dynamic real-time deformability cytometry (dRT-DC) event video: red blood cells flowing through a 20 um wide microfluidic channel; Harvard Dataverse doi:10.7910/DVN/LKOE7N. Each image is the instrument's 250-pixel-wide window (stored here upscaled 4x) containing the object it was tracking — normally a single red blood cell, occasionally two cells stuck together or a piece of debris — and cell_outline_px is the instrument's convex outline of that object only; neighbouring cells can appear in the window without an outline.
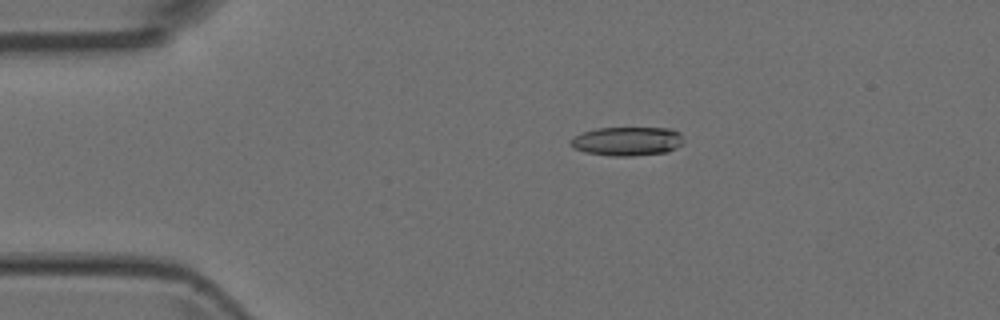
{"species": "Egyptian fruit bat (a non-hibernating species)", "species_latin": "Rousettus aegyptiacus", "temperature_condition": "room temperature", "stored_images_in_passage": 5, "camera_frame_rate_fps": 3000, "um_per_image_px": 0.085, "animal": {"sex": "female"}, "frame": {"image": 1, "passage_image": 3, "time_ms": 0.667, "image_size_px": [1000, 320], "cell_outline_px": [[680, 144], [676, 148], [668, 152], [632, 156], [612, 156], [584, 152], [572, 148], [568, 144], [568, 140], [572, 136], [596, 128], [672, 128], [680, 132]], "centroid_in_image_um": [53.23, 12.01], "position_along_channel_um": 31.8, "area_um2": 19.19}}